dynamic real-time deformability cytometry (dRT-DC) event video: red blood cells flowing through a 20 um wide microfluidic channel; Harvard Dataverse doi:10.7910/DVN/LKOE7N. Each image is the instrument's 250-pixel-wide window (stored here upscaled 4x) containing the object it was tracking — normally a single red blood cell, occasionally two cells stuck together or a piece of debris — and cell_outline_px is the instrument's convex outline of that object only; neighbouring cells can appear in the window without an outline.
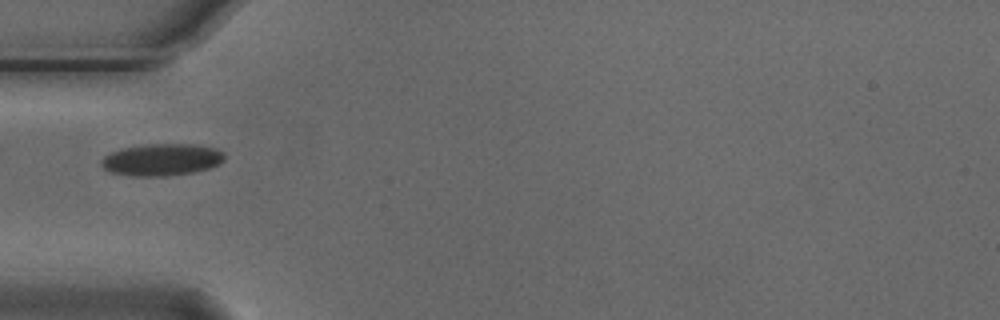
{"species": "Egyptian fruit bat (a non-hibernating species)", "species_latin": "Rousettus aegyptiacus", "temperature_condition": "cold", "stored_images_in_passage": 5, "camera_frame_rate_fps": 3000, "um_per_image_px": 0.085, "animal": {"sex": "male"}, "frame": {"image": 1, "passage_image": 2, "time_ms": 0.333, "image_size_px": [1000, 320], "cell_outline_px": [[224, 160], [220, 164], [208, 168], [192, 172], [164, 176], [132, 176], [112, 172], [104, 168], [100, 164], [100, 160], [104, 156], [120, 148], [148, 144], [200, 144], [216, 148], [224, 152]], "centroid_in_image_um": [13.76, 13.56], "position_along_channel_um": 71.2, "area_um2": 23.06}}
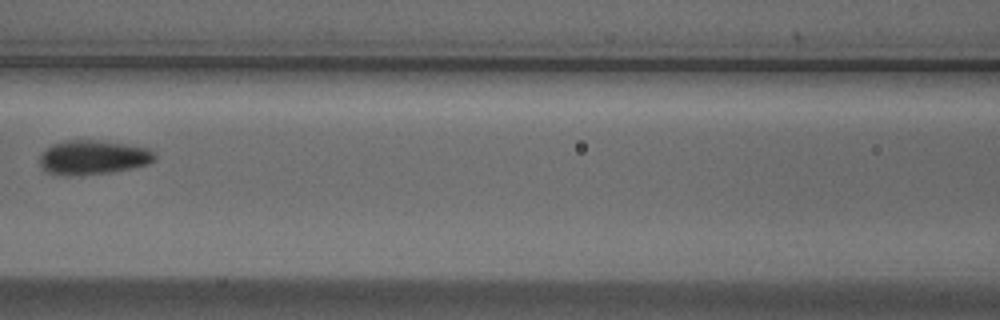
{"frame": {"image": 2, "passage_image": 4, "time_ms": 1.0, "image_size_px": [1000, 320], "cell_outline_px": [[156, 160], [148, 164], [132, 168], [112, 172], [72, 176], [64, 176], [44, 172], [40, 168], [40, 152], [52, 144], [64, 140], [100, 140], [148, 148], [156, 156]], "centroid_in_image_um": [7.85, 13.39], "position_along_channel_um": 158.8, "area_um2": 23.35}}
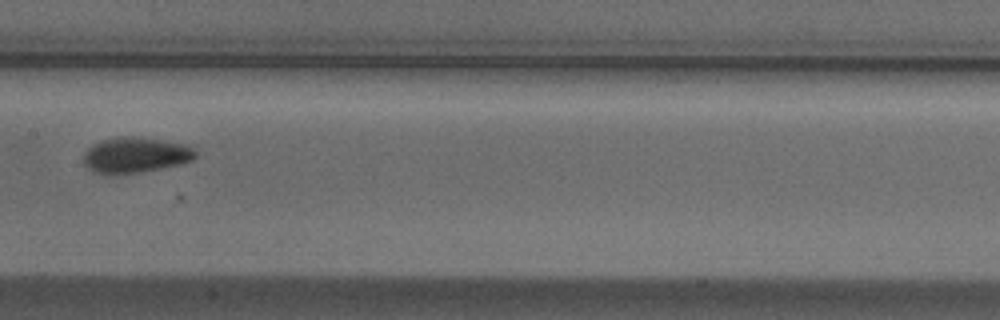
{"frame": {"image": 3, "passage_image": 5, "time_ms": 1.333, "image_size_px": [1000, 320], "cell_outline_px": [[196, 156], [192, 160], [160, 168], [140, 172], [108, 176], [92, 172], [84, 164], [84, 152], [92, 144], [100, 140], [116, 136], [132, 136], [164, 140], [188, 144], [196, 152]], "centroid_in_image_um": [11.45, 13.18], "position_along_channel_um": 196.0, "area_um2": 23.58}}